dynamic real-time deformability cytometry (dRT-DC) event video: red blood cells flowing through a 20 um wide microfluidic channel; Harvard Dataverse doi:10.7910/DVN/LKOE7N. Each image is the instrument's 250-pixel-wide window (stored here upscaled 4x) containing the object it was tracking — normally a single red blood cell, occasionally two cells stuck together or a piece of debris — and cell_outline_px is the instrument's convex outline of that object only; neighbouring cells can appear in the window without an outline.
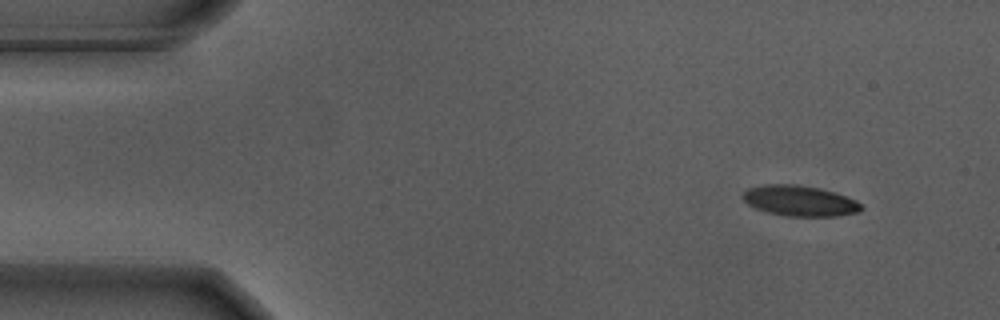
{"species": "Egyptian fruit bat (a non-hibernating species)", "species_latin": "Rousettus aegyptiacus", "temperature_condition": "warm", "stored_images_in_passage": 52, "camera_frame_rate_fps": 3000, "um_per_image_px": 0.085, "animal": {"sex": "male"}, "frame": {"image": 1, "passage_image": 1, "time_ms": 0.0, "image_size_px": [1000, 320], "cell_outline_px": [[864, 208], [860, 212], [840, 216], [788, 216], [768, 212], [756, 208], [748, 204], [744, 200], [744, 192], [748, 188], [764, 184], [792, 184], [820, 188], [848, 196], [856, 200]], "centroid_in_image_um": [68.03, 17.07], "position_along_channel_um": 17.0, "area_um2": 21.1}}
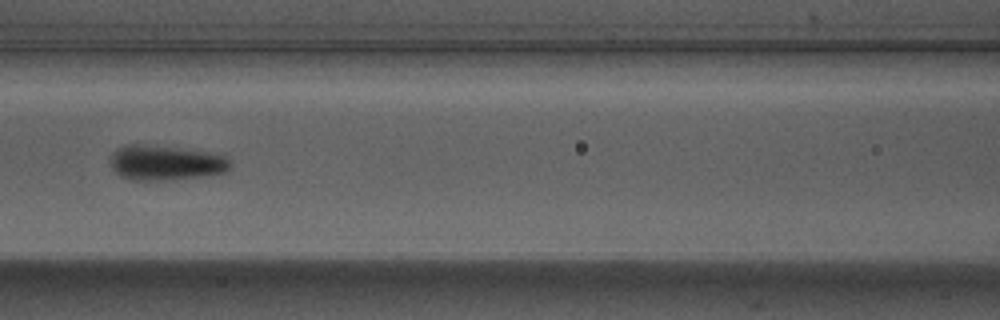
{"frame": {"image": 2, "passage_image": 20, "time_ms": 6.333, "image_size_px": [1000, 320], "cell_outline_px": [[232, 168], [224, 172], [204, 176], [168, 180], [128, 180], [120, 176], [112, 168], [108, 160], [108, 156], [112, 152], [128, 144], [136, 144], [224, 152], [232, 164]], "centroid_in_image_um": [14.13, 13.83], "position_along_channel_um": 152.5, "area_um2": 25.14}}
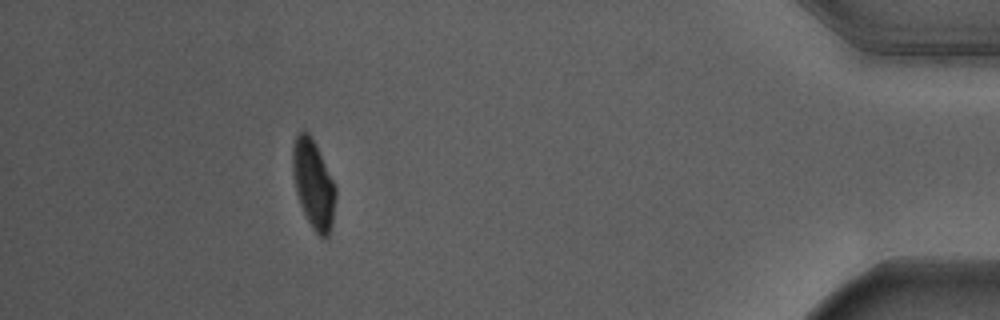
{"frame": {"image": 3, "passage_image": 46, "time_ms": 15.0, "image_size_px": [1000, 320], "cell_outline_px": [[336, 196], [332, 224], [328, 236], [324, 240], [312, 228], [300, 204], [296, 192], [292, 172], [292, 148], [296, 136], [304, 128], [308, 132], [336, 184]], "centroid_in_image_um": [26.64, 15.66], "position_along_channel_um": 408.6, "area_um2": 22.14}, "authors_computed_cell_mechanics": {"area_um2": 23.0333, "velocity_mm_per_s": 3.6616, "shape_relaxation_time_tau1_ms": 3.6156, "shape_relaxation_time_tau2_ms": null, "deformation_change_tau1": 0.17, "deformation_change_tau2": null}}